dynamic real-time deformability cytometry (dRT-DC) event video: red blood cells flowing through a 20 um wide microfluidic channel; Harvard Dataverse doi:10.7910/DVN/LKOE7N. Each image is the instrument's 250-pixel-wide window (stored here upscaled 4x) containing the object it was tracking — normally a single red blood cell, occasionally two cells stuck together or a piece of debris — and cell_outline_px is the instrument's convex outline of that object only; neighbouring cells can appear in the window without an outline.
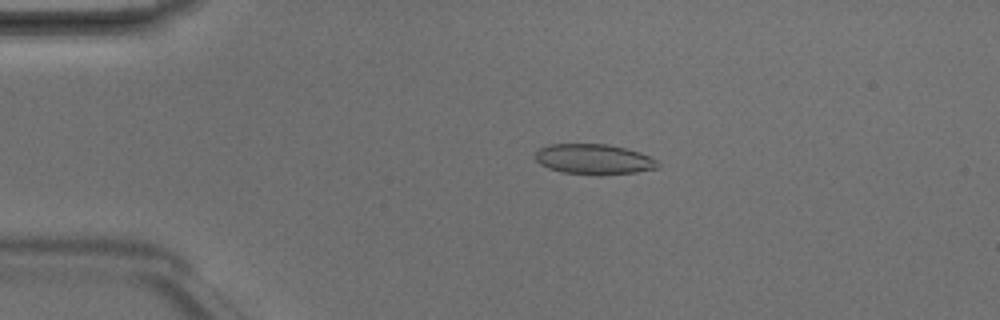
{"species": "Egyptian fruit bat (a non-hibernating species)", "species_latin": "Rousettus aegyptiacus", "temperature_condition": "room temperature", "stored_images_in_passage": 4, "camera_frame_rate_fps": 3000, "um_per_image_px": 0.085, "animal": {"sex": "male"}, "frame": {"image": 1, "passage_image": 3, "time_ms": 0.667, "image_size_px": [1000, 320], "cell_outline_px": [[660, 168], [636, 172], [560, 172], [548, 168], [540, 164], [536, 160], [536, 152], [540, 148], [548, 144], [608, 144], [640, 152], [656, 160], [660, 164]], "centroid_in_image_um": [50.47, 13.49], "position_along_channel_um": 34.5, "area_um2": 20.81}}